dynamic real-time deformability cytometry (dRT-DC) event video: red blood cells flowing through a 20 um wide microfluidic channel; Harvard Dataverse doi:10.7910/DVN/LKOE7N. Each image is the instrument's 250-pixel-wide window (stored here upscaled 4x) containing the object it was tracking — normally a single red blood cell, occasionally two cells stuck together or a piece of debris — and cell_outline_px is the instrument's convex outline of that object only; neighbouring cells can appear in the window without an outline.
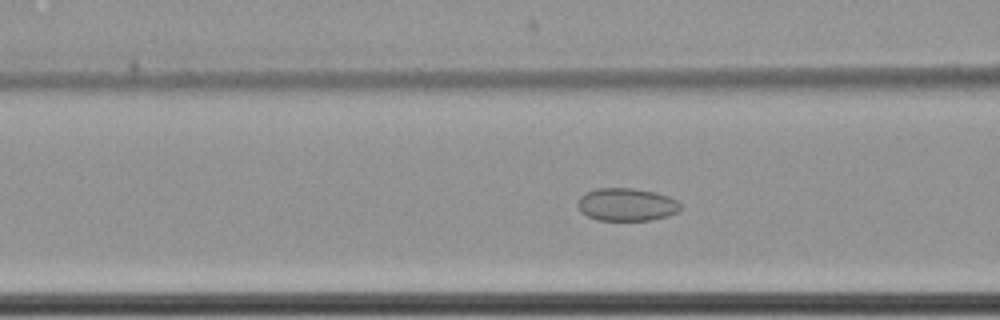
{"species": "common noctule bat (a hibernating species)", "species_latin": "Nyctalus noctula", "temperature_condition": "cold", "stored_images_in_passage": 40, "camera_frame_rate_fps": 3000, "um_per_image_px": 0.085, "animal": {"sex": "female", "body_mass_g": 22.7, "forearm_length_mm": 54.2}, "frame": {"image": 1, "passage_image": 26, "time_ms": 8.333, "image_size_px": [1000, 320], "cell_outline_px": [[680, 208], [676, 212], [668, 216], [652, 220], [596, 220], [580, 212], [576, 204], [580, 196], [596, 188], [632, 188], [656, 192], [668, 196], [676, 200], [680, 204]], "centroid_in_image_um": [53.23, 17.39], "position_along_channel_um": 113.4, "area_um2": 19.71}}
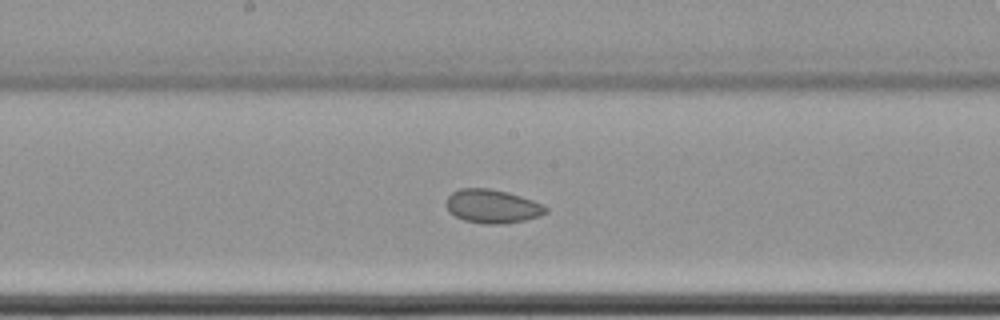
{"frame": {"image": 2, "passage_image": 34, "time_ms": 11.0, "image_size_px": [1000, 320], "cell_outline_px": [[548, 212], [540, 216], [524, 220], [500, 224], [484, 224], [464, 220], [448, 212], [444, 204], [448, 196], [452, 192], [460, 188], [488, 188], [508, 192], [544, 204], [548, 208]], "centroid_in_image_um": [41.83, 17.53], "position_along_channel_um": 206.4, "area_um2": 19.71}}
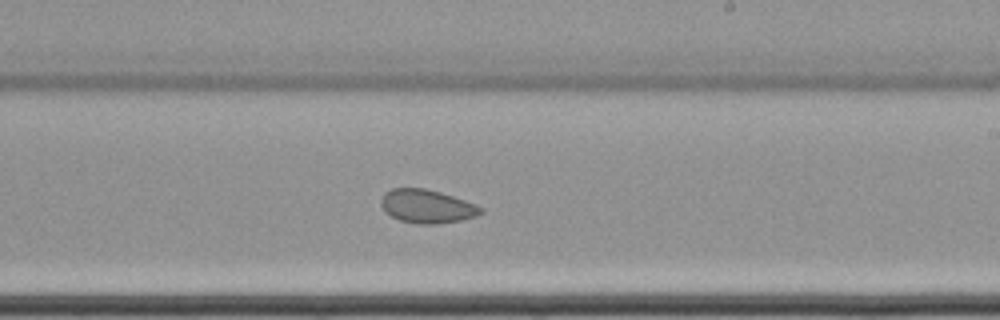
{"frame": {"image": 3, "passage_image": 38, "time_ms": 12.333, "image_size_px": [1000, 320], "cell_outline_px": [[484, 212], [476, 216], [460, 220], [436, 224], [420, 224], [400, 220], [384, 212], [380, 204], [380, 200], [384, 192], [392, 188], [424, 188], [440, 192], [476, 204], [484, 208]], "centroid_in_image_um": [36.27, 17.53], "position_along_channel_um": 252.7, "area_um2": 19.54}}